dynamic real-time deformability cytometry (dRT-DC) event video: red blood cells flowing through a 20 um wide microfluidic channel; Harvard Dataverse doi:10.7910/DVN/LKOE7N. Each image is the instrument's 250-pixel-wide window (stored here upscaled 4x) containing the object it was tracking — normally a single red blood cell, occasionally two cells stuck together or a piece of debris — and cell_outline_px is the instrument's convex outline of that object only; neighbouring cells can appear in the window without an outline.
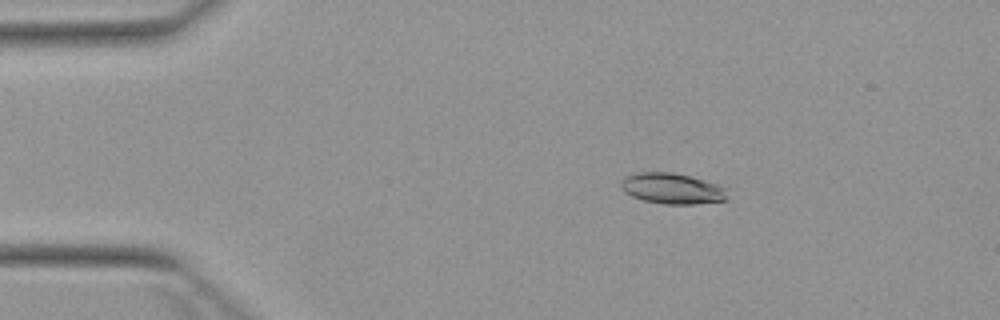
{"species": "Egyptian fruit bat (a non-hibernating species)", "species_latin": "Rousettus aegyptiacus", "temperature_condition": "warm", "stored_images_in_passage": 6, "camera_frame_rate_fps": 3000, "um_per_image_px": 0.085, "animal": {"sex": "female"}, "frame": {"image": 1, "passage_image": 3, "time_ms": 2.333, "image_size_px": [1000, 320], "cell_outline_px": [[728, 200], [696, 204], [664, 204], [644, 200], [632, 196], [620, 184], [620, 180], [624, 176], [640, 172], [672, 172], [692, 176], [728, 188]], "centroid_in_image_um": [57.19, 16.02], "position_along_channel_um": 27.8, "area_um2": 19.19}}
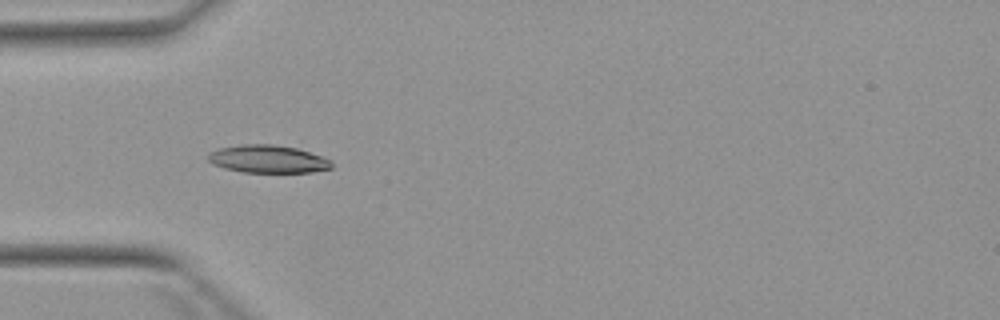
{"frame": {"image": 2, "passage_image": 5, "time_ms": 4.667, "image_size_px": [1000, 320], "cell_outline_px": [[332, 168], [312, 172], [244, 172], [224, 168], [212, 164], [208, 160], [208, 152], [220, 148], [240, 144], [276, 144], [296, 148], [332, 160]], "centroid_in_image_um": [22.75, 13.51], "position_along_channel_um": 62.3, "area_um2": 20.0}}
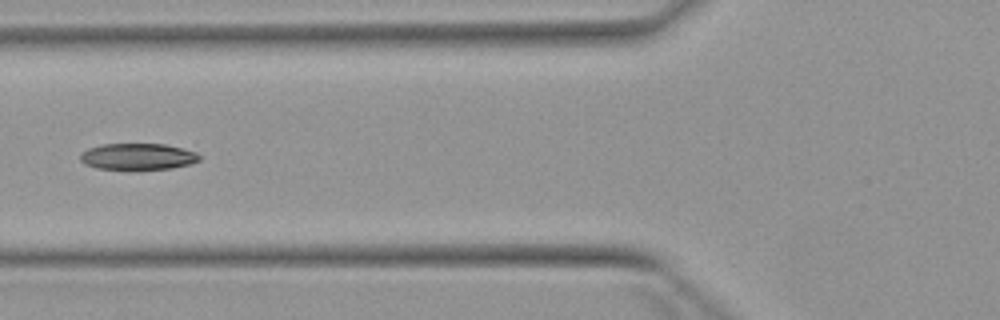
{"frame": {"image": 3, "passage_image": 6, "time_ms": 6.0, "image_size_px": [1000, 320], "cell_outline_px": [[200, 160], [188, 164], [172, 168], [96, 168], [84, 164], [80, 160], [80, 156], [88, 148], [104, 144], [164, 144], [196, 152], [200, 156]], "centroid_in_image_um": [11.7, 13.29], "position_along_channel_um": 114.1, "area_um2": 17.8}}